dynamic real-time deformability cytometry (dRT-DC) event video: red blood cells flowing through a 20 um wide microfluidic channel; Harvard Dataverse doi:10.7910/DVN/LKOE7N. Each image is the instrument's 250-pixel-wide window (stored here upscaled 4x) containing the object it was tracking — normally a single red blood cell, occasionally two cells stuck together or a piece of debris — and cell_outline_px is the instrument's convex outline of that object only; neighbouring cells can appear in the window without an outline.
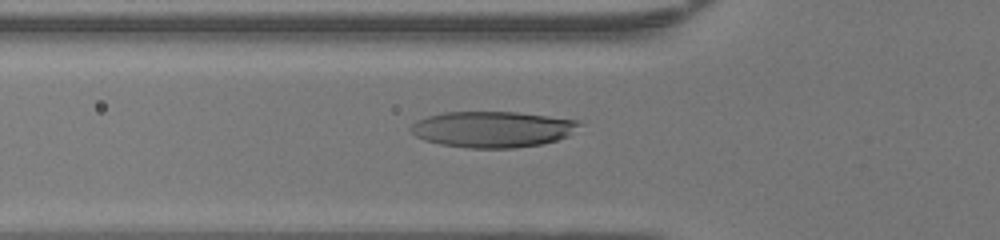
{"species": "human", "species_latin": "Homo sapiens", "temperature_condition": "warm", "stored_images_in_passage": 48, "camera_frame_rate_fps": 3000, "um_per_image_px": 0.085, "donor": {"sex": "female"}, "frame": {"image": 1, "passage_image": 17, "time_ms": 5.333, "image_size_px": [1000, 240], "cell_outline_px": [[584, 124], [568, 136], [544, 144], [512, 148], [468, 148], [440, 144], [424, 140], [416, 136], [408, 128], [416, 120], [428, 116], [444, 112], [516, 112], [580, 120]], "centroid_in_image_um": [41.89, 10.99], "position_along_channel_um": 83.9, "area_um2": 35.66}}
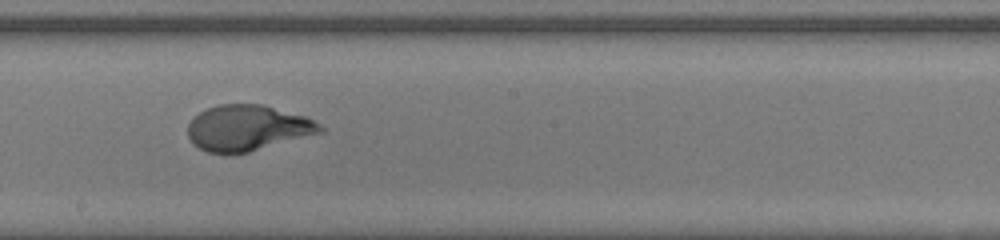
{"frame": {"image": 2, "passage_image": 27, "time_ms": 8.667, "image_size_px": [1000, 240], "cell_outline_px": [[324, 132], [248, 152], [208, 152], [192, 144], [188, 136], [188, 124], [200, 112], [208, 108], [220, 104], [260, 104], [308, 116], [320, 124], [324, 128]], "centroid_in_image_um": [21.08, 10.86], "position_along_channel_um": 227.1, "area_um2": 35.03}}
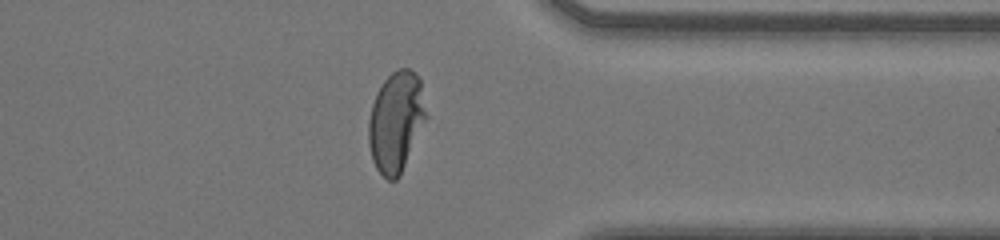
{"frame": {"image": 3, "passage_image": 38, "time_ms": 12.333, "image_size_px": [1000, 240], "cell_outline_px": [[428, 116], [400, 176], [396, 180], [388, 180], [376, 168], [372, 160], [368, 144], [368, 120], [372, 104], [376, 92], [384, 80], [392, 72], [400, 68], [408, 68], [420, 80]], "centroid_in_image_um": [33.65, 10.36], "position_along_channel_um": 377.7, "area_um2": 33.81}, "authors_computed_cell_mechanics": {"area_um2": 35.547, "velocity_mm_per_s": 4.3001, "shape_relaxation_time_tau1_ms": 10.3176, "shape_relaxation_time_tau2_ms": null, "deformation_change_tau1": 0.4586, "deformation_change_tau2": null}}